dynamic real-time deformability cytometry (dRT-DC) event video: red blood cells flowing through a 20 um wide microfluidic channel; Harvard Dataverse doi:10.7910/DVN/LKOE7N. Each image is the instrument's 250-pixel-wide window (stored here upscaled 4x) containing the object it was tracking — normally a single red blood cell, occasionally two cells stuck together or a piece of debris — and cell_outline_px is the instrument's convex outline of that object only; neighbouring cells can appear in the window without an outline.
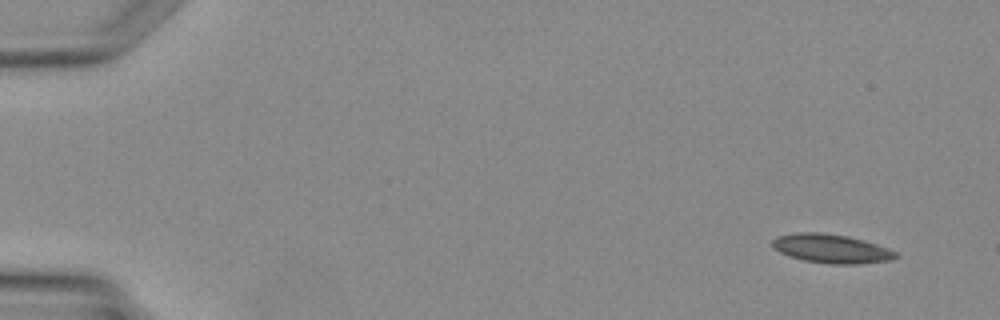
{"species": "Egyptian fruit bat (a non-hibernating species)", "species_latin": "Rousettus aegyptiacus", "temperature_condition": "warm", "stored_images_in_passage": 4, "camera_frame_rate_fps": 3000, "um_per_image_px": 0.085, "animal": {"sex": "female"}, "frame": {"image": 1, "passage_image": 1, "time_ms": 0.0, "image_size_px": [1000, 320], "cell_outline_px": [[900, 256], [892, 260], [860, 264], [828, 264], [804, 260], [788, 256], [772, 248], [772, 240], [776, 236], [796, 232], [820, 232], [848, 236], [864, 240], [888, 248], [896, 252]], "centroid_in_image_um": [70.66, 21.13], "position_along_channel_um": 14.3, "area_um2": 21.04}}
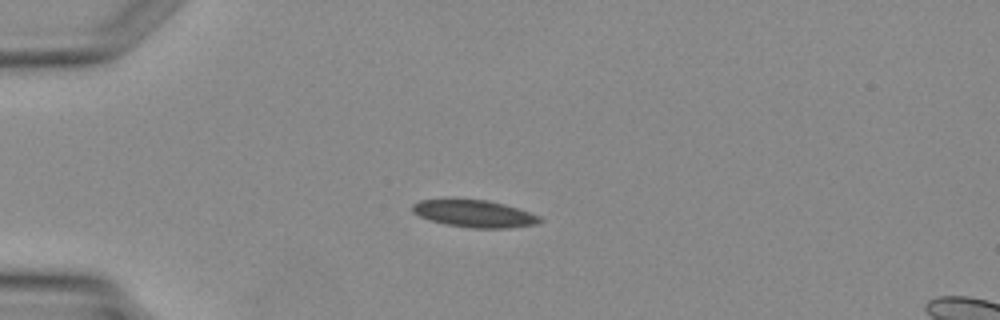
{"frame": {"image": 2, "passage_image": 3, "time_ms": 2.667, "image_size_px": [1000, 320], "cell_outline_px": [[544, 220], [536, 224], [508, 228], [472, 228], [444, 224], [428, 220], [412, 212], [412, 204], [420, 200], [444, 196], [488, 200], [504, 204], [540, 216]], "centroid_in_image_um": [40.22, 18.11], "position_along_channel_um": 44.8, "area_um2": 20.98}}